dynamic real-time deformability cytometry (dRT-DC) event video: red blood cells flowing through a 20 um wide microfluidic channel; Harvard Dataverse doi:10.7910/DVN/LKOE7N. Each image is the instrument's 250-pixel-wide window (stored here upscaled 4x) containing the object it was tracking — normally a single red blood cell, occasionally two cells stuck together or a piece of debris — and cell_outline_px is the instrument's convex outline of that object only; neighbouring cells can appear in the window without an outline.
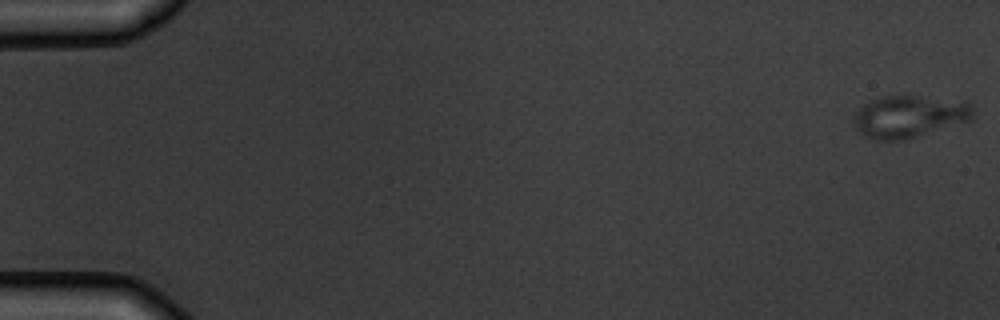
{"species": "common noctule bat (a hibernating species)", "species_latin": "Nyctalus noctula", "temperature_condition": "warm", "stored_images_in_passage": 5, "camera_frame_rate_fps": 3000, "um_per_image_px": 0.085, "animal": {"sex": "male", "body_mass_g": 19.5, "forearm_length_mm": 54.6}, "frame": {"image": 1, "passage_image": 1, "time_ms": 0.0, "image_size_px": [1000, 320], "cell_outline_px": [[972, 120], [904, 140], [876, 140], [864, 136], [856, 128], [852, 120], [852, 116], [864, 104], [880, 96], [916, 96], [968, 100], [972, 104]], "centroid_in_image_um": [77.3, 9.89], "position_along_channel_um": 7.7, "area_um2": 29.54}}